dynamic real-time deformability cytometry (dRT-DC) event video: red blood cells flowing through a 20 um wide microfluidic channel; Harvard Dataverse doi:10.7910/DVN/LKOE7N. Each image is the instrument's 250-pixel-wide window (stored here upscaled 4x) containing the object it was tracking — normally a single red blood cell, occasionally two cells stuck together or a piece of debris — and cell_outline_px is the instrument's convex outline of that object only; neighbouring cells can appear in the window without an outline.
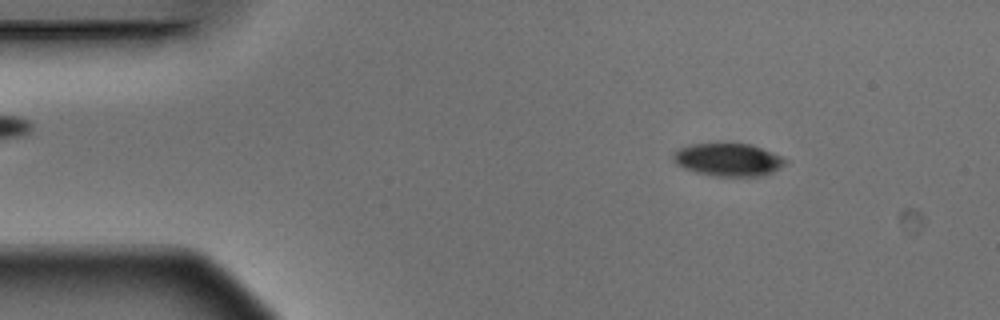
{"species": "Egyptian fruit bat (a non-hibernating species)", "species_latin": "Rousettus aegyptiacus", "temperature_condition": "warm", "stored_images_in_passage": 4, "camera_frame_rate_fps": 3000, "um_per_image_px": 0.085, "animal": {"sex": "male"}, "frame": {"image": 1, "passage_image": 1, "time_ms": 0.0, "image_size_px": [1000, 320], "cell_outline_px": [[788, 160], [780, 168], [764, 176], [716, 176], [696, 172], [684, 168], [676, 164], [672, 160], [672, 152], [688, 144], [752, 144], [772, 152]], "centroid_in_image_um": [61.87, 13.57], "position_along_channel_um": 23.1, "area_um2": 21.44}}
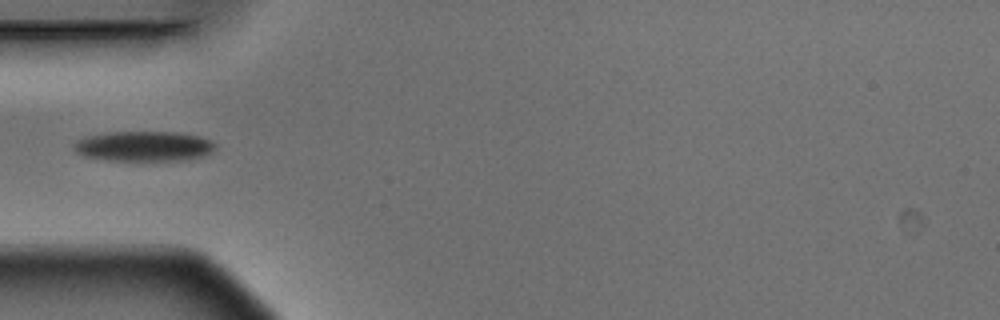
{"frame": {"image": 2, "passage_image": 4, "time_ms": 1.0, "image_size_px": [1000, 320], "cell_outline_px": [[216, 148], [212, 152], [204, 156], [188, 160], [104, 160], [84, 156], [76, 152], [72, 148], [72, 144], [76, 140], [88, 136], [112, 132], [176, 132], [200, 136], [212, 140], [216, 144]], "centroid_in_image_um": [12.25, 12.43], "position_along_channel_um": 72.8, "area_um2": 25.03}}